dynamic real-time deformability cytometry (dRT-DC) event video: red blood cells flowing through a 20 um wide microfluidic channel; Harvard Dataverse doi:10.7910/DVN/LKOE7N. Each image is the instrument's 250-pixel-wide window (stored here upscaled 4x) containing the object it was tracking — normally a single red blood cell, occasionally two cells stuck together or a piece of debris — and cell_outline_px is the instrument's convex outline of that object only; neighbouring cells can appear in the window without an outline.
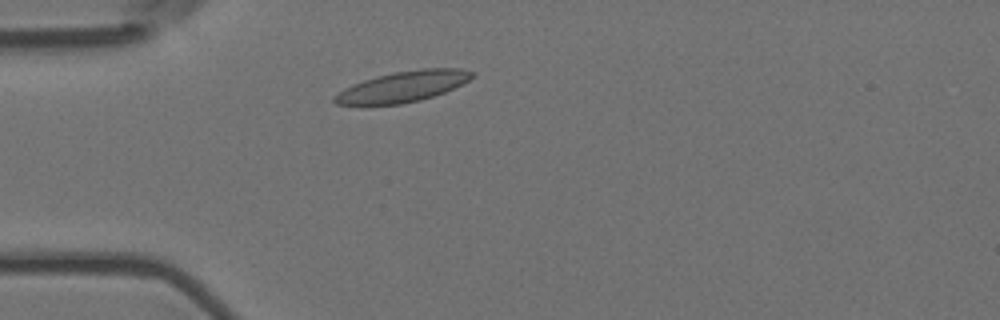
{"species": "Egyptian fruit bat (a non-hibernating species)", "species_latin": "Rousettus aegyptiacus", "temperature_condition": "room temperature", "stored_images_in_passage": 41, "camera_frame_rate_fps": 3000, "um_per_image_px": 0.085, "animal": {"sex": "female"}, "frame": {"image": 1, "passage_image": 1, "time_ms": 0.0, "image_size_px": [1000, 320], "cell_outline_px": [[476, 76], [444, 92], [420, 100], [400, 104], [336, 104], [332, 100], [332, 96], [344, 88], [352, 84], [364, 80], [396, 72], [424, 68], [460, 68], [476, 72]], "centroid_in_image_um": [34.26, 7.35], "position_along_channel_um": 50.7, "area_um2": 24.28}}
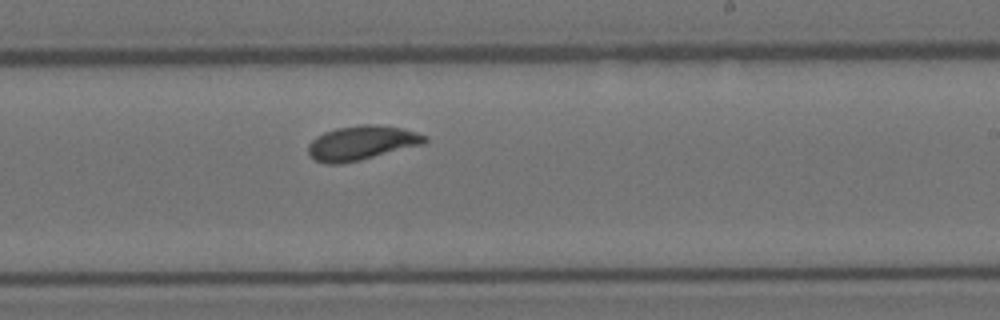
{"frame": {"image": 2, "passage_image": 19, "time_ms": 6.0, "image_size_px": [1000, 320], "cell_outline_px": [[428, 140], [424, 144], [360, 160], [340, 164], [324, 164], [316, 160], [308, 152], [308, 144], [316, 136], [324, 132], [336, 128], [364, 124], [376, 124], [404, 128], [428, 136]], "centroid_in_image_um": [30.76, 12.14], "position_along_channel_um": 258.2, "area_um2": 23.41}}
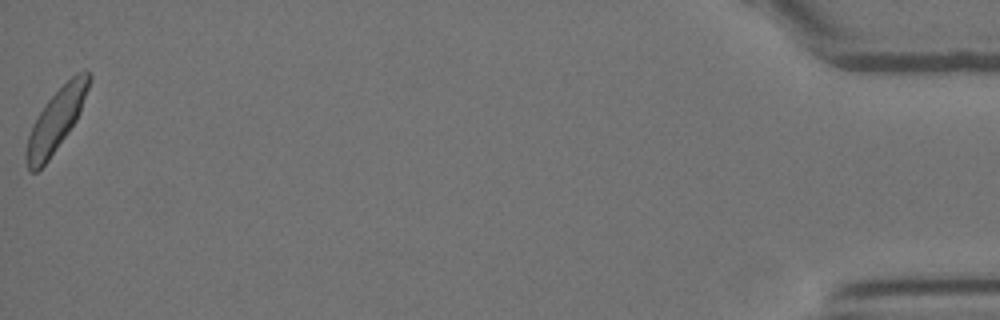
{"frame": {"image": 3, "passage_image": 41, "time_ms": 13.333, "image_size_px": [1000, 320], "cell_outline_px": [[92, 80], [80, 112], [76, 120], [68, 132], [48, 160], [36, 172], [28, 172], [24, 156], [24, 152], [28, 136], [32, 124], [48, 100], [76, 72], [84, 68], [92, 76]], "centroid_in_image_um": [4.76, 10.21], "position_along_channel_um": 430.4, "area_um2": 22.66}, "authors_computed_cell_mechanics": {"area_um2": 22.3108, "velocity_mm_per_s": 3.656, "shape_relaxation_time_tau1_ms": 2.9941, "shape_relaxation_time_tau2_ms": 2.5053, "deformation_change_tau1": 0.1103, "deformation_change_tau2": 0.0492}}